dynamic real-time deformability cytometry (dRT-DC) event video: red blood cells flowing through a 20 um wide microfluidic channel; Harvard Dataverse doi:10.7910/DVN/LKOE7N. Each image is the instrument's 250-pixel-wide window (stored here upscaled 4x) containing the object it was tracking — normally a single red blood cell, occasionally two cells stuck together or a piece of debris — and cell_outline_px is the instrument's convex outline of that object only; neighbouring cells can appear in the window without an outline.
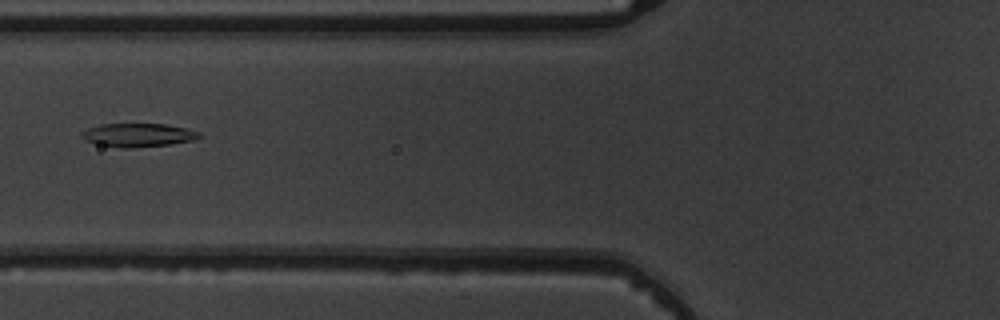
{"species": "common noctule bat (a hibernating species)", "species_latin": "Nyctalus noctula", "temperature_condition": "warm", "stored_images_in_passage": 7, "camera_frame_rate_fps": 3000, "um_per_image_px": 0.085, "animal": {"sex": "male", "body_mass_g": 19.5, "forearm_length_mm": 54.6}, "frame": {"image": 1, "passage_image": 5, "time_ms": 4.667, "image_size_px": [1000, 320], "cell_outline_px": [[200, 136], [192, 140], [168, 144], [132, 148], [120, 148], [96, 144], [84, 140], [80, 136], [80, 132], [88, 128], [100, 124], [164, 124], [188, 128], [200, 132]], "centroid_in_image_um": [11.68, 11.48], "position_along_channel_um": 114.1, "area_um2": 16.13}}
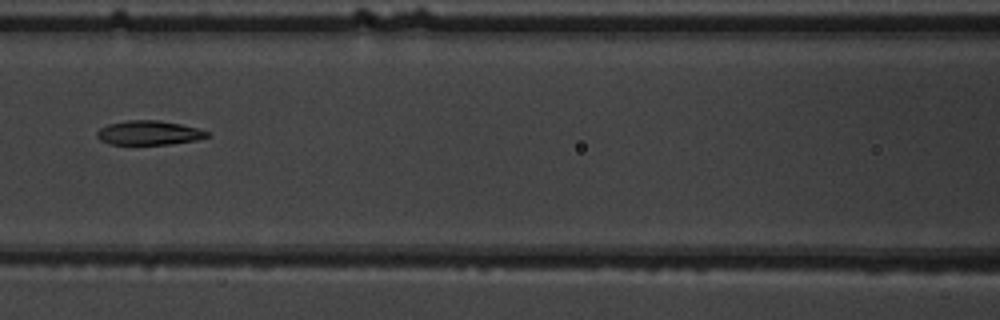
{"frame": {"image": 2, "passage_image": 6, "time_ms": 5.667, "image_size_px": [1000, 320], "cell_outline_px": [[212, 136], [196, 140], [168, 144], [108, 144], [100, 140], [96, 136], [96, 132], [100, 128], [108, 124], [128, 120], [156, 120], [180, 124], [196, 128], [208, 132]], "centroid_in_image_um": [12.64, 11.29], "position_along_channel_um": 154.0, "area_um2": 15.49}}
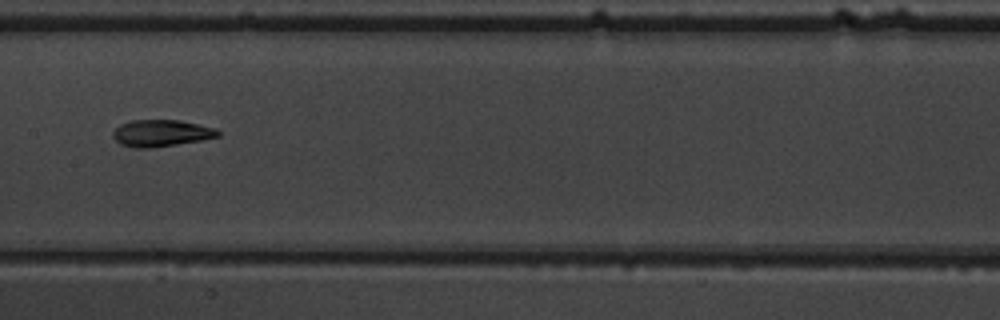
{"frame": {"image": 3, "passage_image": 7, "time_ms": 6.667, "image_size_px": [1000, 320], "cell_outline_px": [[220, 136], [200, 140], [152, 148], [132, 148], [120, 144], [112, 136], [112, 132], [120, 124], [132, 120], [180, 120], [216, 128], [220, 132]], "centroid_in_image_um": [13.68, 11.32], "position_along_channel_um": 193.7, "area_um2": 16.42}}